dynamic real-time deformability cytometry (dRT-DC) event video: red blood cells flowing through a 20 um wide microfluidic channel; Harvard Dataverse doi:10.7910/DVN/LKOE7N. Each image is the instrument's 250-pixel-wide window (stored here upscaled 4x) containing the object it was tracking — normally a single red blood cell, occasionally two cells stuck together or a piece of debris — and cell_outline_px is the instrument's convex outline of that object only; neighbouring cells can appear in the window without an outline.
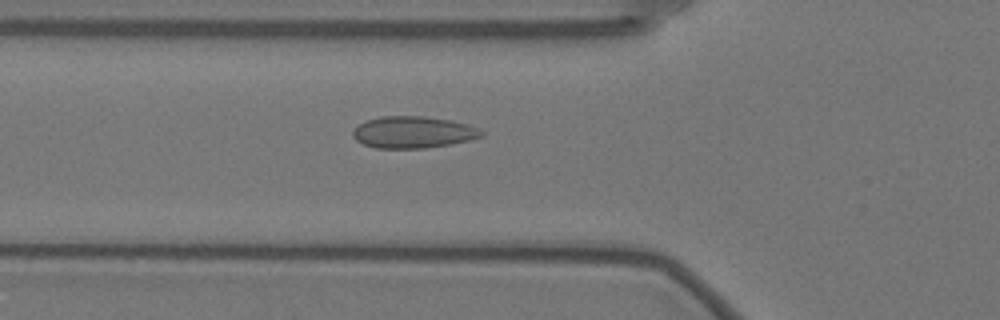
{"species": "Egyptian fruit bat (a non-hibernating species)", "species_latin": "Rousettus aegyptiacus", "temperature_condition": "warm", "stored_images_in_passage": 39, "camera_frame_rate_fps": 3000, "um_per_image_px": 0.085, "animal": {"sex": "female"}, "frame": {"image": 1, "passage_image": 2, "time_ms": 0.333, "image_size_px": [1000, 320], "cell_outline_px": [[484, 136], [468, 140], [448, 144], [424, 148], [376, 148], [364, 144], [356, 140], [352, 136], [352, 132], [360, 124], [368, 120], [380, 116], [420, 116], [448, 120], [468, 124], [484, 132]], "centroid_in_image_um": [35.1, 11.24], "position_along_channel_um": 90.7, "area_um2": 23.47}}
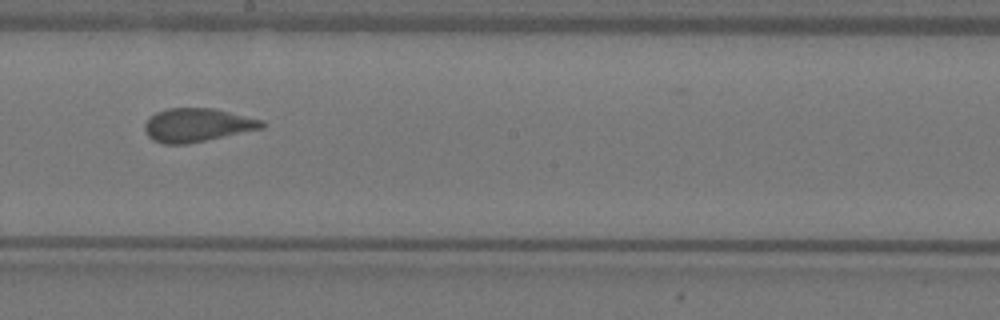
{"frame": {"image": 2, "passage_image": 14, "time_ms": 4.333, "image_size_px": [1000, 320], "cell_outline_px": [[264, 128], [188, 144], [160, 144], [152, 140], [144, 132], [144, 124], [156, 112], [168, 108], [212, 108], [264, 120]], "centroid_in_image_um": [16.74, 10.64], "position_along_channel_um": 231.5, "area_um2": 22.95}}
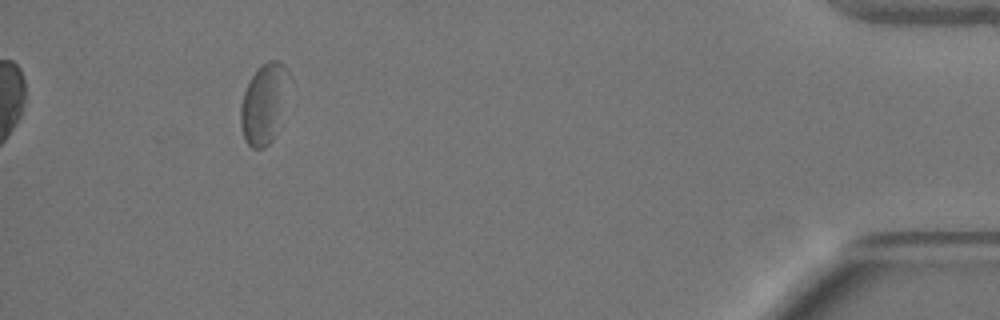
{"frame": {"image": 3, "passage_image": 35, "time_ms": 11.333, "image_size_px": [1000, 320], "cell_outline_px": [[292, 80], [276, 132], [272, 140], [264, 148], [252, 148], [244, 140], [240, 124], [240, 104], [244, 92], [252, 76], [268, 60], [280, 60], [288, 68], [292, 76]], "centroid_in_image_um": [22.48, 8.77], "position_along_channel_um": 412.7, "area_um2": 22.95}}